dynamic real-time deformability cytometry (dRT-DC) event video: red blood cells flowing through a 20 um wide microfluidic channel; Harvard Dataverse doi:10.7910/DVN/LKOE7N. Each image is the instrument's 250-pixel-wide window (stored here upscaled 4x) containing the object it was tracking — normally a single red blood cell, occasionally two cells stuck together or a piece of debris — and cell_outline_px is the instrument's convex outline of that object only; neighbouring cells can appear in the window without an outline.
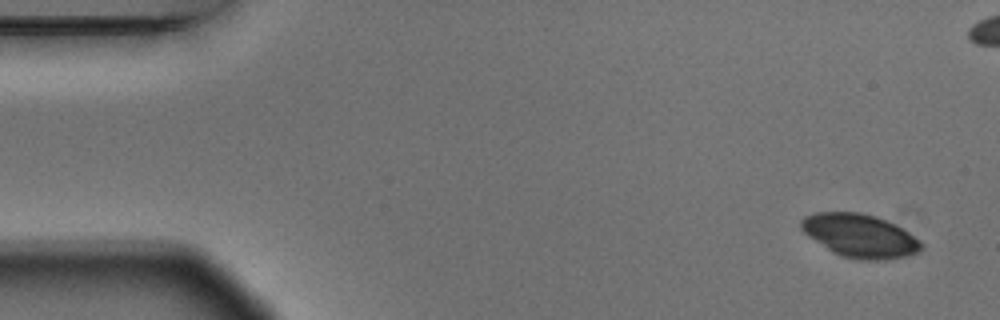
{"species": "Egyptian fruit bat (a non-hibernating species)", "species_latin": "Rousettus aegyptiacus", "temperature_condition": "warm", "stored_images_in_passage": 7, "camera_frame_rate_fps": 3000, "um_per_image_px": 0.085, "animal": {"sex": "male"}, "frame": {"image": 1, "passage_image": 1, "time_ms": 0.0, "image_size_px": [1000, 320], "cell_outline_px": [[924, 248], [920, 252], [908, 256], [888, 260], [860, 260], [840, 256], [832, 252], [808, 236], [800, 228], [800, 220], [804, 216], [812, 212], [860, 212], [876, 216], [888, 220], [908, 232], [920, 240], [924, 244]], "centroid_in_image_um": [73.11, 20.04], "position_along_channel_um": 11.9, "area_um2": 30.87}}
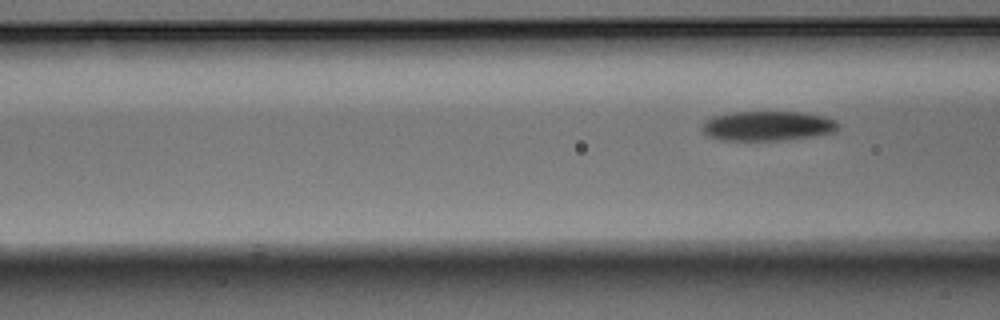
{"frame": {"image": 2, "passage_image": 7, "time_ms": 2.0, "image_size_px": [1000, 320], "cell_outline_px": [[840, 124], [836, 132], [812, 136], [784, 140], [720, 140], [708, 136], [700, 128], [700, 124], [704, 120], [712, 116], [732, 112], [800, 112], [820, 116], [836, 120]], "centroid_in_image_um": [65.2, 10.7], "position_along_channel_um": 101.4, "area_um2": 23.7}}